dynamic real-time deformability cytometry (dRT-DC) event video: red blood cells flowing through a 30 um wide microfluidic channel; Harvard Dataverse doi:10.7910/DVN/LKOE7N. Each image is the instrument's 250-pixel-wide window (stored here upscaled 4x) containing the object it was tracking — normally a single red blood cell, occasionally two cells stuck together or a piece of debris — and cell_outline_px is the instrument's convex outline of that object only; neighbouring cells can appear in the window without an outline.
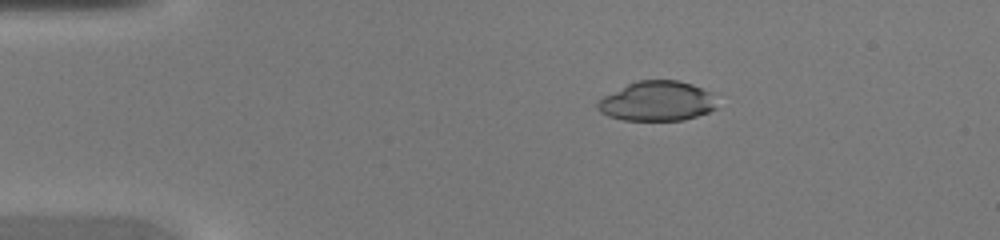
{"species": "common noctule bat (a hibernating species)", "species_latin": "Nyctalus noctula", "temperature_condition": "warm", "stored_images_in_passage": 41, "camera_frame_rate_fps": 3000, "um_per_image_px": 0.085, "animal": {"sex": "female", "body_mass_g": 20.0, "forearm_length_mm": 54.0}, "frame": {"image": 1, "passage_image": 5, "time_ms": 1.333, "image_size_px": [1000, 240], "cell_outline_px": [[716, 108], [708, 112], [684, 120], [624, 120], [608, 116], [600, 112], [596, 108], [596, 104], [604, 96], [636, 80], [676, 80], [692, 84], [712, 92]], "centroid_in_image_um": [55.84, 8.6], "position_along_channel_um": 29.2, "area_um2": 27.57}}
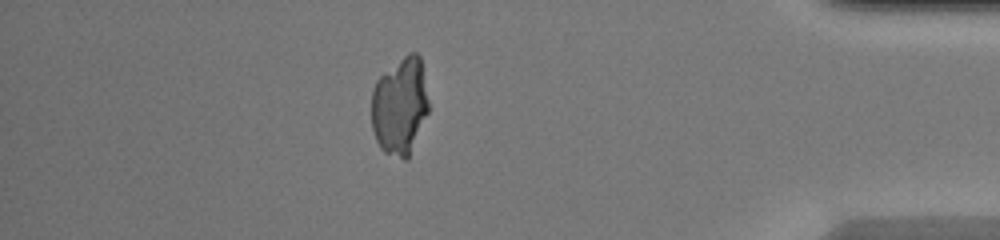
{"frame": {"image": 2, "passage_image": 36, "time_ms": 11.667, "image_size_px": [1000, 240], "cell_outline_px": [[428, 112], [408, 160], [404, 160], [384, 152], [380, 148], [376, 140], [372, 128], [372, 88], [376, 80], [380, 76], [408, 52], [416, 52], [420, 56], [428, 100]], "centroid_in_image_um": [33.99, 9.04], "position_along_channel_um": 401.2, "area_um2": 32.48}}